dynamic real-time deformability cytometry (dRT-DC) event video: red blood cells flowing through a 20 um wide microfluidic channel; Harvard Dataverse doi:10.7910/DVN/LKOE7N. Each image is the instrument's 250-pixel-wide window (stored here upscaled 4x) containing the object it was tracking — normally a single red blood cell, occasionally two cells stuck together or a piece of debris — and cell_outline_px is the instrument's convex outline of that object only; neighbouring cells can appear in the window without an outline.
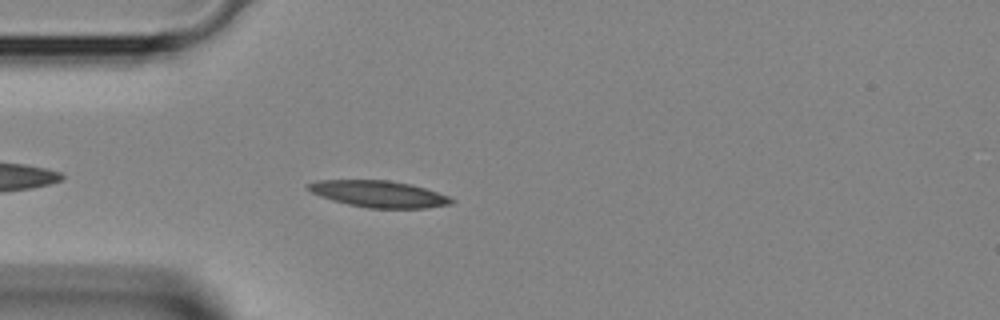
{"species": "Egyptian fruit bat (a non-hibernating species)", "species_latin": "Rousettus aegyptiacus", "temperature_condition": "room temperature", "stored_images_in_passage": 36, "camera_frame_rate_fps": 3000, "um_per_image_px": 0.085, "animal": {"sex": "female"}, "frame": {"image": 1, "passage_image": 5, "time_ms": 1.333, "image_size_px": [1000, 320], "cell_outline_px": [[456, 200], [452, 204], [424, 208], [368, 208], [348, 204], [332, 200], [320, 196], [304, 188], [304, 184], [316, 180], [388, 180], [412, 184], [448, 196]], "centroid_in_image_um": [32.15, 16.48], "position_along_channel_um": 52.8, "area_um2": 22.31}}
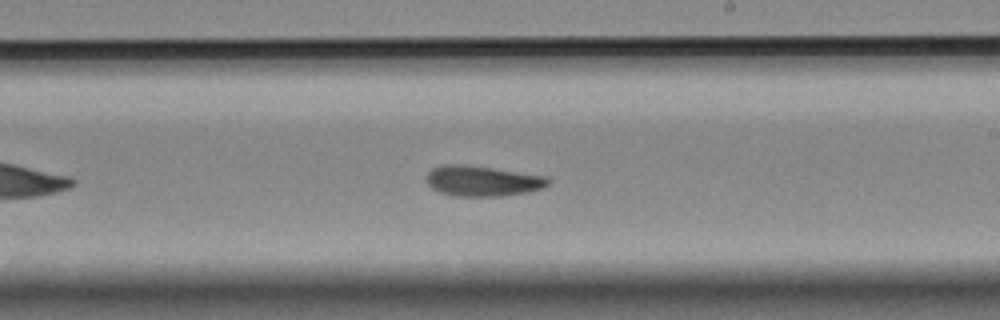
{"frame": {"image": 2, "passage_image": 18, "time_ms": 5.667, "image_size_px": [1000, 320], "cell_outline_px": [[548, 184], [544, 188], [524, 192], [500, 196], [456, 196], [440, 192], [432, 188], [424, 180], [428, 172], [432, 168], [440, 164], [464, 164], [548, 176]], "centroid_in_image_um": [40.96, 15.37], "position_along_channel_um": 248.0, "area_um2": 21.62}}
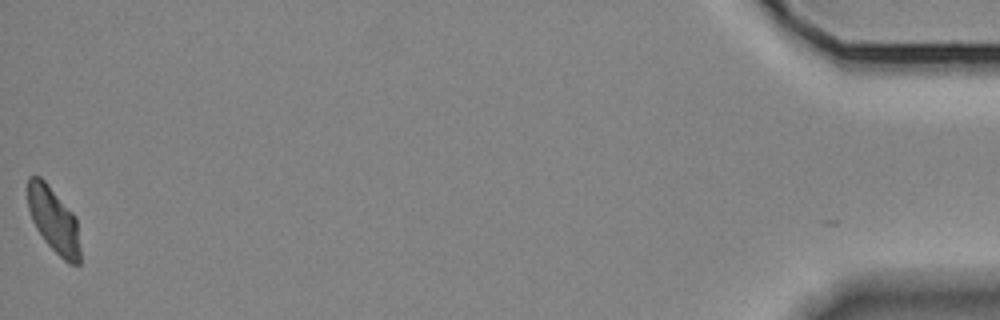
{"frame": {"image": 3, "passage_image": 36, "time_ms": 11.667, "image_size_px": [1000, 320], "cell_outline_px": [[80, 264], [68, 264], [44, 240], [36, 228], [32, 220], [28, 208], [28, 176], [40, 176], [44, 180], [76, 216], [80, 248]], "centroid_in_image_um": [4.57, 18.71], "position_along_channel_um": 430.6, "area_um2": 19.88}}